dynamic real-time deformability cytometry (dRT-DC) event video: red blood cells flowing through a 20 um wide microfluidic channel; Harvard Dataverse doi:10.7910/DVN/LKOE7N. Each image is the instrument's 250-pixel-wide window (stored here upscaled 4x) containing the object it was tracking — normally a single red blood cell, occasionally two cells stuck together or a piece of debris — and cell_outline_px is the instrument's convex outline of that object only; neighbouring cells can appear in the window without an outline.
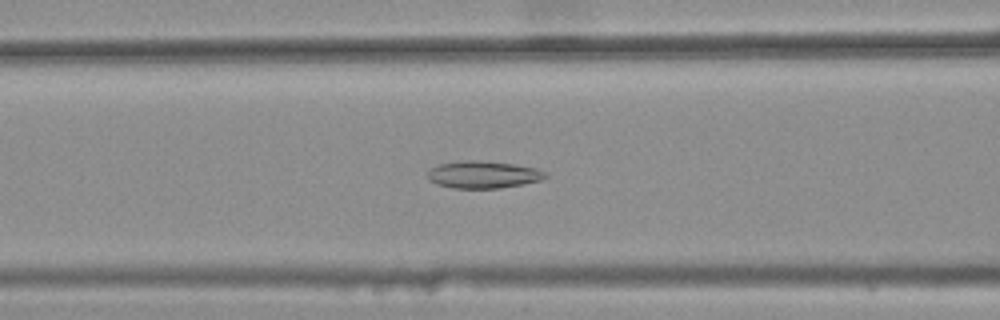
{"species": "common noctule bat (a hibernating species)", "species_latin": "Nyctalus noctula", "temperature_condition": "warm", "stored_images_in_passage": 44, "camera_frame_rate_fps": 3000, "um_per_image_px": 0.085, "animal": {"sex": "female", "body_mass_g": 25.1}, "frame": {"image": 1, "passage_image": 20, "time_ms": 6.333, "image_size_px": [1000, 320], "cell_outline_px": [[548, 176], [540, 180], [524, 184], [500, 188], [452, 188], [436, 184], [428, 180], [428, 172], [436, 164], [464, 160], [476, 160], [516, 164], [536, 168], [548, 172]], "centroid_in_image_um": [41.08, 14.84], "position_along_channel_um": 125.5, "area_um2": 18.9}}
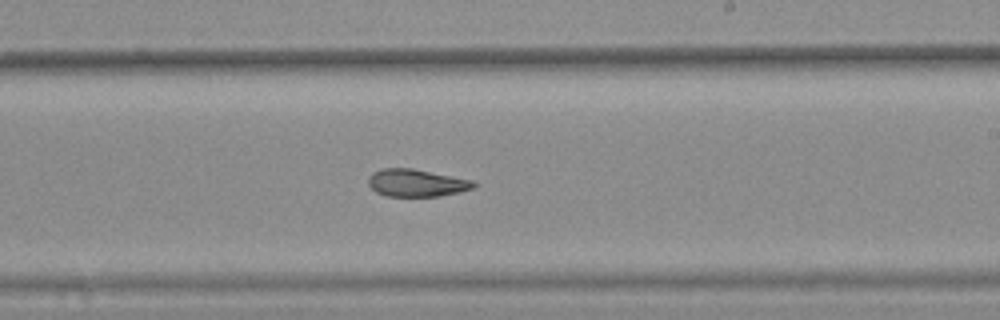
{"frame": {"image": 2, "passage_image": 30, "time_ms": 9.667, "image_size_px": [1000, 320], "cell_outline_px": [[476, 188], [460, 192], [440, 196], [384, 196], [376, 192], [368, 184], [368, 176], [372, 172], [380, 168], [412, 168], [472, 180], [476, 184]], "centroid_in_image_um": [35.38, 15.55], "position_along_channel_um": 253.6, "area_um2": 16.99}}
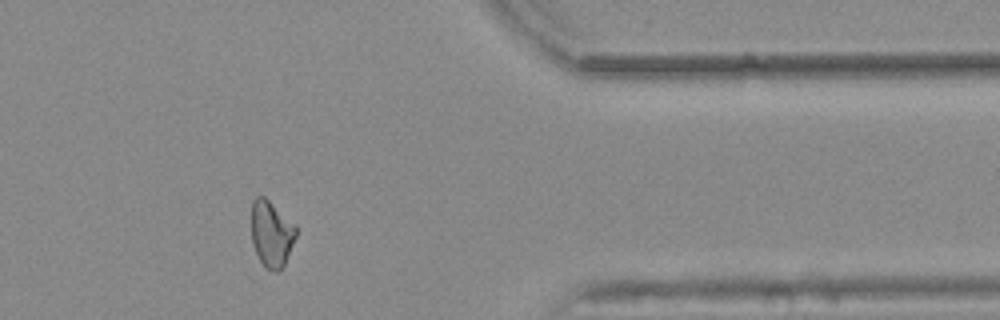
{"frame": {"image": 3, "passage_image": 42, "time_ms": 13.667, "image_size_px": [1000, 320], "cell_outline_px": [[296, 236], [284, 264], [276, 272], [272, 272], [264, 268], [252, 244], [252, 200], [256, 196], [264, 196], [296, 224]], "centroid_in_image_um": [23.07, 19.86], "position_along_channel_um": 388.3, "area_um2": 17.22}, "authors_computed_cell_mechanics": {"area_um2": 17.8891, "velocity_mm_per_s": 3.8486, "shape_relaxation_time_tau1_ms": null, "shape_relaxation_time_tau2_ms": 2.8239, "deformation_change_tau1": null, "deformation_change_tau2": 0.0916}}